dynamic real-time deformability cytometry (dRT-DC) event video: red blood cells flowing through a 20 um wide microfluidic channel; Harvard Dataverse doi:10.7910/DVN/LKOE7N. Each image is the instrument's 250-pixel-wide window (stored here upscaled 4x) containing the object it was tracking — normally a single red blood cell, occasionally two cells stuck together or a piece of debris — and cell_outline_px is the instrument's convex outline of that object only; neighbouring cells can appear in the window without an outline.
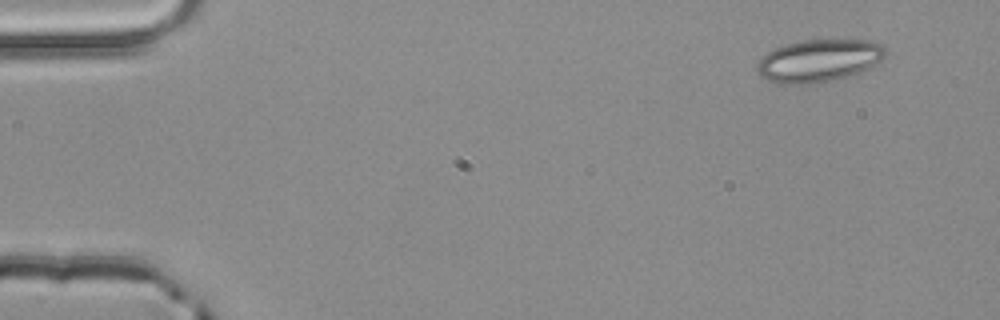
{"species": "common noctule bat (a hibernating species)", "species_latin": "Nyctalus noctula", "temperature_condition": "room temperature", "stored_images_in_passage": 2, "camera_frame_rate_fps": 3000, "um_per_image_px": 0.085, "animal": {"sex": "male", "body_mass_g": 20.4}, "frame": {"image": 1, "passage_image": 2, "time_ms": 0.333, "image_size_px": [1000, 320], "cell_outline_px": [[888, 52], [880, 60], [868, 68], [836, 80], [808, 84], [780, 84], [768, 80], [760, 76], [756, 68], [756, 64], [768, 52], [776, 48], [788, 44], [804, 40], [876, 40]], "centroid_in_image_um": [69.6, 5.16], "position_along_channel_um": 15.4, "area_um2": 31.62}}